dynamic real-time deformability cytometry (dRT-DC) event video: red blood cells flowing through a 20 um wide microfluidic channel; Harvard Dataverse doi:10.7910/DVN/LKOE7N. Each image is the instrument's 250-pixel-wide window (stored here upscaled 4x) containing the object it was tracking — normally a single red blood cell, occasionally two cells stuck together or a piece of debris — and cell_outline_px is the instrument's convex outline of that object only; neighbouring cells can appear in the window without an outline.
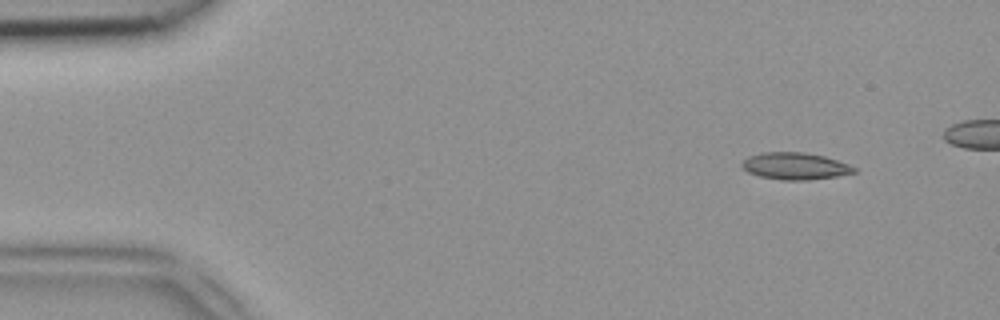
{"species": "common noctule bat (a hibernating species)", "species_latin": "Nyctalus noctula", "temperature_condition": "room temperature", "stored_images_in_passage": 41, "camera_frame_rate_fps": 3000, "um_per_image_px": 0.085, "animal": {"sex": "female", "body_mass_g": 18.4}, "frame": {"image": 1, "passage_image": 2, "time_ms": 0.333, "image_size_px": [1000, 320], "cell_outline_px": [[856, 172], [836, 176], [808, 180], [784, 180], [760, 176], [748, 172], [740, 164], [748, 156], [764, 152], [804, 152], [824, 156], [848, 164], [856, 168]], "centroid_in_image_um": [67.58, 14.11], "position_along_channel_um": 17.4, "area_um2": 17.46}}
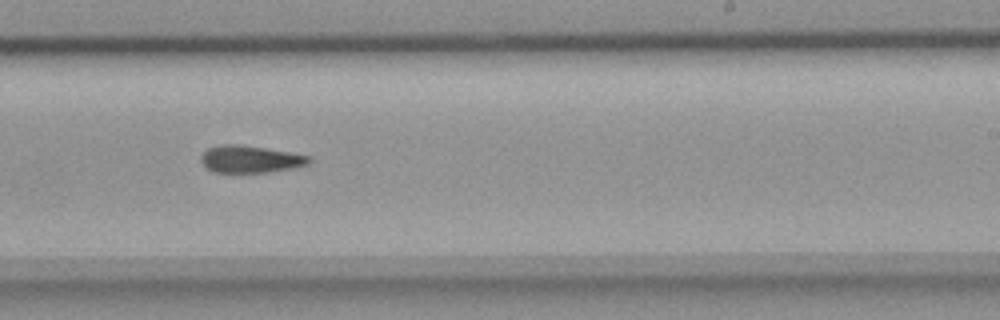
{"frame": {"image": 2, "passage_image": 27, "time_ms": 8.667, "image_size_px": [1000, 320], "cell_outline_px": [[312, 160], [308, 164], [292, 168], [268, 172], [212, 172], [200, 160], [200, 156], [208, 148], [224, 144], [236, 144], [264, 148], [312, 156]], "centroid_in_image_um": [21.29, 13.53], "position_along_channel_um": 267.7, "area_um2": 16.94}}
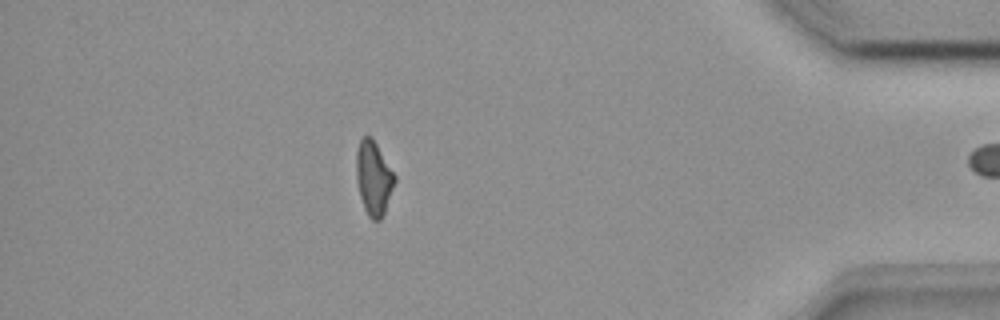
{"frame": {"image": 3, "passage_image": 40, "time_ms": 13.0, "image_size_px": [1000, 320], "cell_outline_px": [[396, 180], [384, 212], [380, 220], [372, 220], [368, 216], [364, 208], [360, 196], [356, 180], [356, 152], [360, 140], [364, 136], [372, 136], [396, 176]], "centroid_in_image_um": [31.75, 15.12], "position_along_channel_um": 403.5, "area_um2": 16.53}}